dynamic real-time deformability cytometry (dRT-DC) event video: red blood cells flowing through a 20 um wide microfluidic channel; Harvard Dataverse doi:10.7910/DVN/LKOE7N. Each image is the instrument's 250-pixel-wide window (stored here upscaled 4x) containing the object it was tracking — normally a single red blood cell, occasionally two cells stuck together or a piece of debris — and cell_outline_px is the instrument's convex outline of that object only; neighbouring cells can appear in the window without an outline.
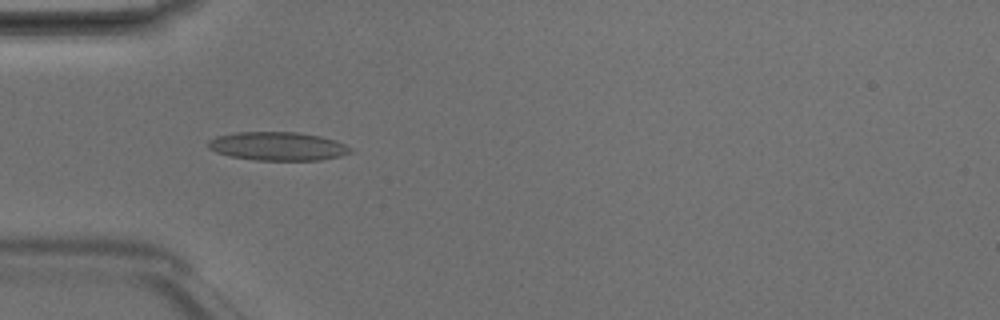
{"species": "Egyptian fruit bat (a non-hibernating species)", "species_latin": "Rousettus aegyptiacus", "temperature_condition": "room temperature", "stored_images_in_passage": 5, "camera_frame_rate_fps": 3000, "um_per_image_px": 0.085, "animal": {"sex": "male"}, "frame": {"image": 1, "passage_image": 3, "time_ms": 0.667, "image_size_px": [1000, 320], "cell_outline_px": [[352, 152], [340, 156], [320, 160], [256, 160], [232, 156], [216, 152], [208, 148], [208, 140], [216, 136], [236, 132], [300, 132], [320, 136], [336, 140], [352, 148]], "centroid_in_image_um": [23.62, 12.42], "position_along_channel_um": 61.4, "area_um2": 23.7}}